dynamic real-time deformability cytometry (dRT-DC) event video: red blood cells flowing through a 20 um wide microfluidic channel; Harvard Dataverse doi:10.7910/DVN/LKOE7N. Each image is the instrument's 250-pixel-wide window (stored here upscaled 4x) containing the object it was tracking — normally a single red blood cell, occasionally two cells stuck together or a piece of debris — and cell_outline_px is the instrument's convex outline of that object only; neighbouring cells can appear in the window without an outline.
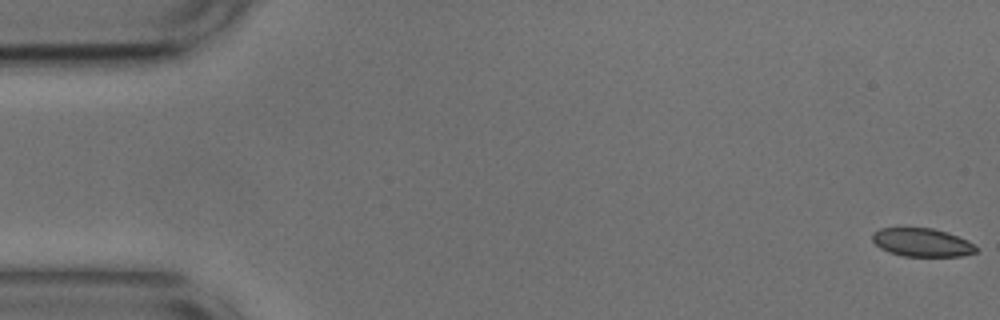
{"species": "common noctule bat (a hibernating species)", "species_latin": "Nyctalus noctula", "temperature_condition": "cold", "stored_images_in_passage": 54, "camera_frame_rate_fps": 3000, "um_per_image_px": 0.085, "animal": {"sex": "male", "body_mass_g": 17.9, "forearm_length_mm": 54.2}, "frame": {"image": 1, "passage_image": 1, "time_ms": 0.0, "image_size_px": [1000, 320], "cell_outline_px": [[980, 248], [976, 252], [960, 256], [904, 256], [888, 252], [880, 248], [872, 240], [872, 232], [880, 228], [932, 228], [948, 232], [968, 240]], "centroid_in_image_um": [78.38, 20.6], "position_along_channel_um": 6.6, "area_um2": 17.28}}
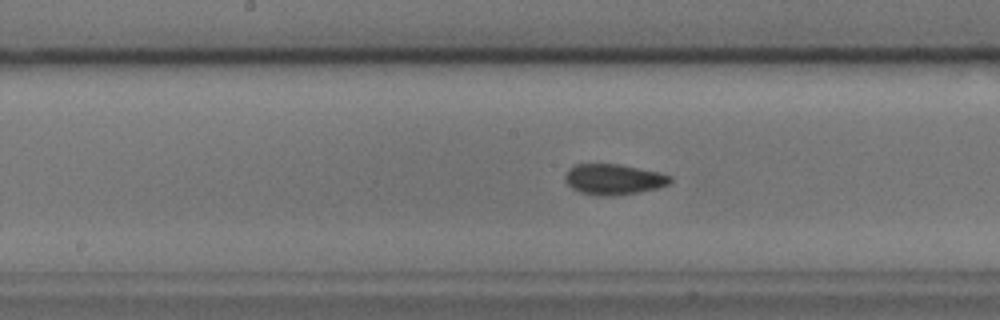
{"frame": {"image": 2, "passage_image": 27, "time_ms": 8.667, "image_size_px": [1000, 320], "cell_outline_px": [[672, 180], [668, 184], [660, 188], [612, 196], [600, 196], [580, 192], [572, 188], [564, 180], [564, 176], [568, 168], [576, 164], [620, 164], [660, 172], [672, 176]], "centroid_in_image_um": [52.16, 15.23], "position_along_channel_um": 196.0, "area_um2": 18.9}}
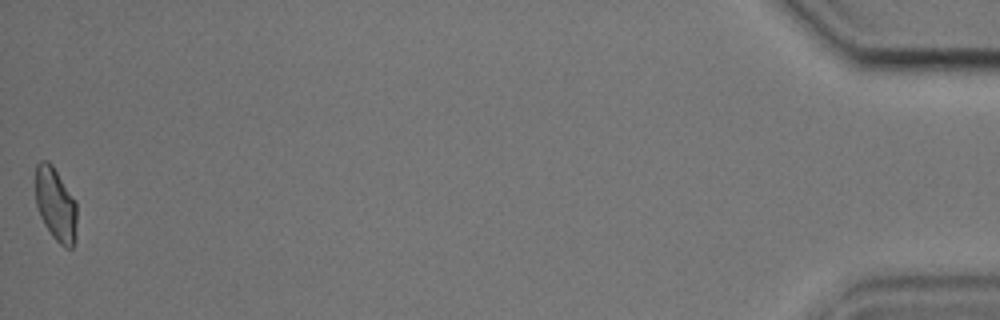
{"frame": {"image": 3, "passage_image": 54, "time_ms": 17.667, "image_size_px": [1000, 320], "cell_outline_px": [[76, 240], [72, 248], [64, 248], [52, 236], [44, 224], [40, 216], [36, 204], [36, 164], [40, 160], [48, 160], [52, 164], [76, 200]], "centroid_in_image_um": [4.74, 17.38], "position_along_channel_um": 430.5, "area_um2": 17.92}, "authors_computed_cell_mechanics": {"area_um2": 18.2937, "velocity_mm_per_s": 3.7, "shape_relaxation_time_tau1_ms": null, "shape_relaxation_time_tau2_ms": 1.3538, "deformation_change_tau1": null, "deformation_change_tau2": 0.0571}}